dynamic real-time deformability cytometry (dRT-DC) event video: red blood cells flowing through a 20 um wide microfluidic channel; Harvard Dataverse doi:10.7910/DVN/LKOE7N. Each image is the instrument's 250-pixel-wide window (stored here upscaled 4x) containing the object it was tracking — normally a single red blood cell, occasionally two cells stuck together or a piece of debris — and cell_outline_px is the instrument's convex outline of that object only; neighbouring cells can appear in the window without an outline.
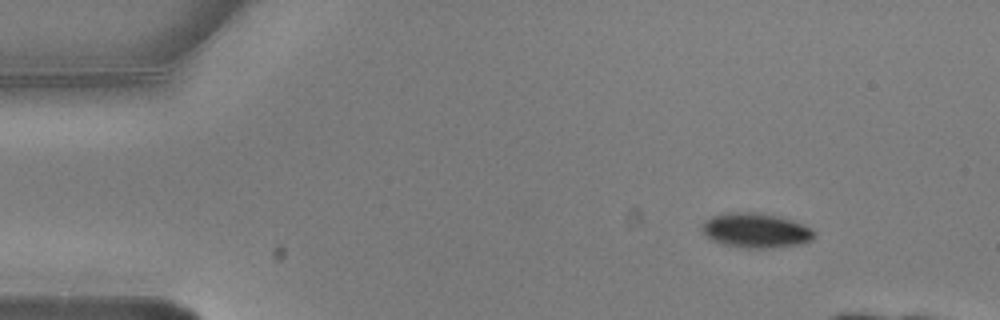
{"species": "common noctule bat (a hibernating species)", "species_latin": "Nyctalus noctula", "temperature_condition": "warm", "stored_images_in_passage": 9, "camera_frame_rate_fps": 3000, "um_per_image_px": 0.085, "animal": {"sex": "male", "body_mass_g": 20.5, "forearm_length_mm": 52.5}, "frame": {"image": 1, "passage_image": 1, "time_ms": 0.0, "image_size_px": [1000, 320], "cell_outline_px": [[816, 232], [812, 240], [800, 244], [764, 248], [744, 248], [720, 244], [712, 240], [700, 228], [700, 224], [704, 220], [712, 216], [728, 212], [752, 212], [780, 216], [792, 220], [812, 228]], "centroid_in_image_um": [64.22, 19.58], "position_along_channel_um": 20.8, "area_um2": 22.83}}
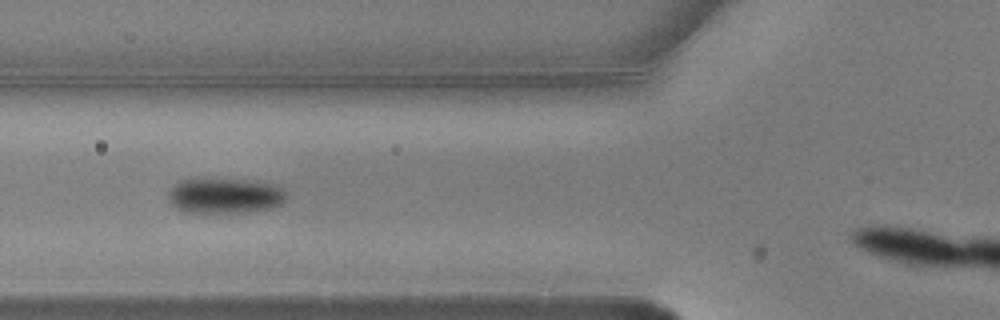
{"frame": {"image": 2, "passage_image": 5, "time_ms": 1.333, "image_size_px": [1000, 320], "cell_outline_px": [[288, 196], [280, 204], [272, 208], [244, 212], [184, 212], [176, 208], [168, 200], [168, 192], [172, 184], [180, 180], [192, 176], [208, 176], [244, 180], [276, 184], [288, 192]], "centroid_in_image_um": [19.05, 16.58], "position_along_channel_um": 106.7, "area_um2": 25.37}}
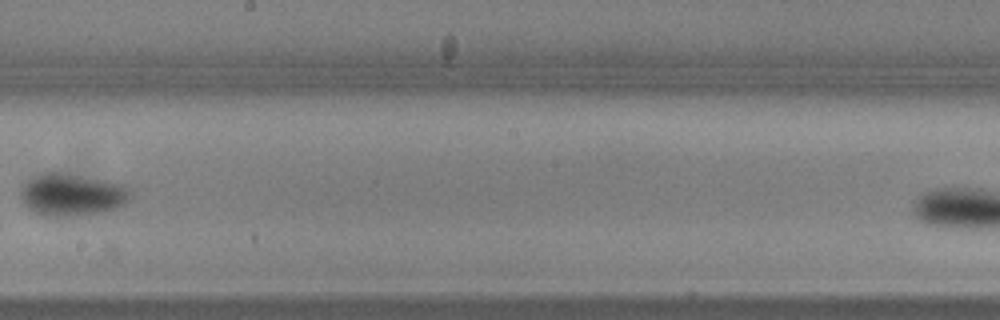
{"frame": {"image": 3, "passage_image": 8, "time_ms": 2.333, "image_size_px": [1000, 320], "cell_outline_px": [[132, 196], [124, 204], [116, 208], [76, 216], [48, 216], [36, 212], [28, 208], [20, 196], [20, 192], [24, 184], [28, 180], [40, 172], [52, 168], [124, 184], [132, 192]], "centroid_in_image_um": [6.11, 16.48], "position_along_channel_um": 242.1, "area_um2": 27.69}}